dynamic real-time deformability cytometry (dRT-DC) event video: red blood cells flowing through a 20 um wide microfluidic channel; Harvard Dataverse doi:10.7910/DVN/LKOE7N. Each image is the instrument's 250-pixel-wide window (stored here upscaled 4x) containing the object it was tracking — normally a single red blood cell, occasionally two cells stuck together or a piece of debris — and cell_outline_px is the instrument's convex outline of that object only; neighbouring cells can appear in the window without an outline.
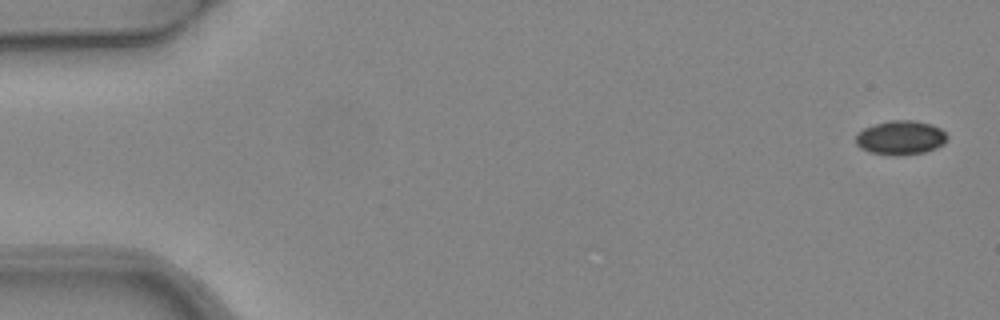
{"species": "common noctule bat (a hibernating species)", "species_latin": "Nyctalus noctula", "temperature_condition": "warm", "stored_images_in_passage": 4, "camera_frame_rate_fps": 3000, "um_per_image_px": 0.085, "animal": {"sex": "female", "body_mass_g": 24.6, "forearm_length_mm": 56.2}, "frame": {"image": 1, "passage_image": 1, "time_ms": 0.0, "image_size_px": [1000, 320], "cell_outline_px": [[948, 140], [944, 144], [936, 148], [924, 152], [868, 152], [860, 148], [856, 144], [856, 136], [864, 128], [888, 120], [916, 120], [932, 124], [940, 128], [948, 136]], "centroid_in_image_um": [76.59, 11.64], "position_along_channel_um": 8.4, "area_um2": 17.51}}
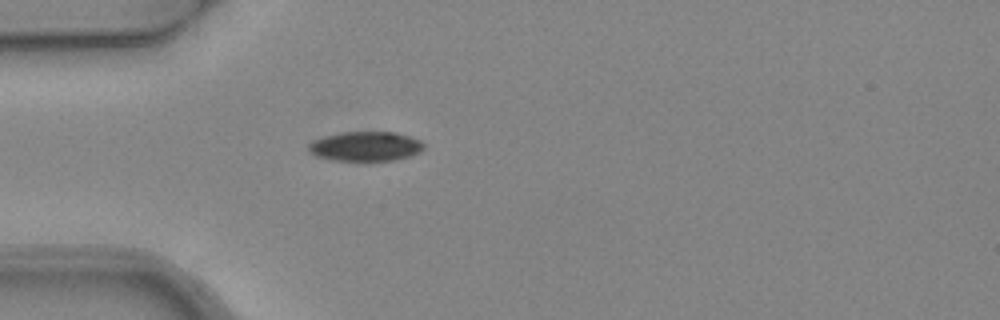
{"frame": {"image": 2, "passage_image": 4, "time_ms": 1.0, "image_size_px": [1000, 320], "cell_outline_px": [[424, 148], [420, 152], [396, 160], [336, 160], [316, 156], [308, 152], [308, 144], [312, 140], [324, 136], [344, 132], [396, 132], [420, 140], [424, 144]], "centroid_in_image_um": [31.05, 12.43], "position_along_channel_um": 53.9, "area_um2": 19.77}}